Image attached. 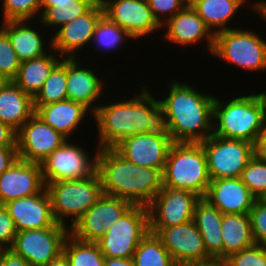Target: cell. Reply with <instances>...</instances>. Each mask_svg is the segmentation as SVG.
Here are the masks:
<instances>
[{
  "mask_svg": "<svg viewBox=\"0 0 266 266\" xmlns=\"http://www.w3.org/2000/svg\"><path fill=\"white\" fill-rule=\"evenodd\" d=\"M67 58L62 60L52 69L49 77L33 98L34 106L47 105L67 99Z\"/></svg>",
  "mask_w": 266,
  "mask_h": 266,
  "instance_id": "obj_33",
  "label": "cell"
},
{
  "mask_svg": "<svg viewBox=\"0 0 266 266\" xmlns=\"http://www.w3.org/2000/svg\"><path fill=\"white\" fill-rule=\"evenodd\" d=\"M253 3L254 4H251L253 11L255 10L262 19L266 20V1H253Z\"/></svg>",
  "mask_w": 266,
  "mask_h": 266,
  "instance_id": "obj_50",
  "label": "cell"
},
{
  "mask_svg": "<svg viewBox=\"0 0 266 266\" xmlns=\"http://www.w3.org/2000/svg\"><path fill=\"white\" fill-rule=\"evenodd\" d=\"M221 235L223 260L233 253L256 244L248 214H223Z\"/></svg>",
  "mask_w": 266,
  "mask_h": 266,
  "instance_id": "obj_30",
  "label": "cell"
},
{
  "mask_svg": "<svg viewBox=\"0 0 266 266\" xmlns=\"http://www.w3.org/2000/svg\"><path fill=\"white\" fill-rule=\"evenodd\" d=\"M147 2L154 18L161 26L187 6L185 0H147Z\"/></svg>",
  "mask_w": 266,
  "mask_h": 266,
  "instance_id": "obj_41",
  "label": "cell"
},
{
  "mask_svg": "<svg viewBox=\"0 0 266 266\" xmlns=\"http://www.w3.org/2000/svg\"><path fill=\"white\" fill-rule=\"evenodd\" d=\"M21 61L14 51L9 37L0 29V73L13 81L19 71Z\"/></svg>",
  "mask_w": 266,
  "mask_h": 266,
  "instance_id": "obj_38",
  "label": "cell"
},
{
  "mask_svg": "<svg viewBox=\"0 0 266 266\" xmlns=\"http://www.w3.org/2000/svg\"><path fill=\"white\" fill-rule=\"evenodd\" d=\"M62 253L69 266H104V255L97 242L82 241L70 233L64 241Z\"/></svg>",
  "mask_w": 266,
  "mask_h": 266,
  "instance_id": "obj_31",
  "label": "cell"
},
{
  "mask_svg": "<svg viewBox=\"0 0 266 266\" xmlns=\"http://www.w3.org/2000/svg\"><path fill=\"white\" fill-rule=\"evenodd\" d=\"M0 266H31L25 259L14 254L10 249L3 250Z\"/></svg>",
  "mask_w": 266,
  "mask_h": 266,
  "instance_id": "obj_46",
  "label": "cell"
},
{
  "mask_svg": "<svg viewBox=\"0 0 266 266\" xmlns=\"http://www.w3.org/2000/svg\"><path fill=\"white\" fill-rule=\"evenodd\" d=\"M51 200L56 223L72 227L103 195L100 178L93 175L72 180H60L45 185ZM70 218V225L66 219Z\"/></svg>",
  "mask_w": 266,
  "mask_h": 266,
  "instance_id": "obj_6",
  "label": "cell"
},
{
  "mask_svg": "<svg viewBox=\"0 0 266 266\" xmlns=\"http://www.w3.org/2000/svg\"><path fill=\"white\" fill-rule=\"evenodd\" d=\"M95 4H100L102 5L106 0H93Z\"/></svg>",
  "mask_w": 266,
  "mask_h": 266,
  "instance_id": "obj_54",
  "label": "cell"
},
{
  "mask_svg": "<svg viewBox=\"0 0 266 266\" xmlns=\"http://www.w3.org/2000/svg\"><path fill=\"white\" fill-rule=\"evenodd\" d=\"M35 114L33 98L14 81L0 88V121L16 132Z\"/></svg>",
  "mask_w": 266,
  "mask_h": 266,
  "instance_id": "obj_26",
  "label": "cell"
},
{
  "mask_svg": "<svg viewBox=\"0 0 266 266\" xmlns=\"http://www.w3.org/2000/svg\"><path fill=\"white\" fill-rule=\"evenodd\" d=\"M248 0H198L192 7L214 35L233 29L228 27L242 6ZM214 30V31H213Z\"/></svg>",
  "mask_w": 266,
  "mask_h": 266,
  "instance_id": "obj_29",
  "label": "cell"
},
{
  "mask_svg": "<svg viewBox=\"0 0 266 266\" xmlns=\"http://www.w3.org/2000/svg\"><path fill=\"white\" fill-rule=\"evenodd\" d=\"M81 146L68 140L40 163L45 185L60 180L82 179L96 172L98 149L91 158Z\"/></svg>",
  "mask_w": 266,
  "mask_h": 266,
  "instance_id": "obj_11",
  "label": "cell"
},
{
  "mask_svg": "<svg viewBox=\"0 0 266 266\" xmlns=\"http://www.w3.org/2000/svg\"><path fill=\"white\" fill-rule=\"evenodd\" d=\"M211 179L201 143H173L162 172V186L204 198Z\"/></svg>",
  "mask_w": 266,
  "mask_h": 266,
  "instance_id": "obj_5",
  "label": "cell"
},
{
  "mask_svg": "<svg viewBox=\"0 0 266 266\" xmlns=\"http://www.w3.org/2000/svg\"><path fill=\"white\" fill-rule=\"evenodd\" d=\"M156 234L177 265L213 259L206 251L202 235L193 220L171 227H149Z\"/></svg>",
  "mask_w": 266,
  "mask_h": 266,
  "instance_id": "obj_16",
  "label": "cell"
},
{
  "mask_svg": "<svg viewBox=\"0 0 266 266\" xmlns=\"http://www.w3.org/2000/svg\"><path fill=\"white\" fill-rule=\"evenodd\" d=\"M17 230L13 219L7 209L0 205V248L10 249L16 236Z\"/></svg>",
  "mask_w": 266,
  "mask_h": 266,
  "instance_id": "obj_42",
  "label": "cell"
},
{
  "mask_svg": "<svg viewBox=\"0 0 266 266\" xmlns=\"http://www.w3.org/2000/svg\"><path fill=\"white\" fill-rule=\"evenodd\" d=\"M28 20H10L2 22L1 30L9 37L11 45L22 62L47 54L42 31L31 27ZM46 47V48H45Z\"/></svg>",
  "mask_w": 266,
  "mask_h": 266,
  "instance_id": "obj_25",
  "label": "cell"
},
{
  "mask_svg": "<svg viewBox=\"0 0 266 266\" xmlns=\"http://www.w3.org/2000/svg\"><path fill=\"white\" fill-rule=\"evenodd\" d=\"M222 218L223 214L205 199L201 198L196 203L193 222L202 235L207 253L219 260H223Z\"/></svg>",
  "mask_w": 266,
  "mask_h": 266,
  "instance_id": "obj_27",
  "label": "cell"
},
{
  "mask_svg": "<svg viewBox=\"0 0 266 266\" xmlns=\"http://www.w3.org/2000/svg\"><path fill=\"white\" fill-rule=\"evenodd\" d=\"M240 178L256 199H266V162L253 156Z\"/></svg>",
  "mask_w": 266,
  "mask_h": 266,
  "instance_id": "obj_36",
  "label": "cell"
},
{
  "mask_svg": "<svg viewBox=\"0 0 266 266\" xmlns=\"http://www.w3.org/2000/svg\"><path fill=\"white\" fill-rule=\"evenodd\" d=\"M200 199L193 192L162 186L147 206L149 227H171L193 220L195 205Z\"/></svg>",
  "mask_w": 266,
  "mask_h": 266,
  "instance_id": "obj_14",
  "label": "cell"
},
{
  "mask_svg": "<svg viewBox=\"0 0 266 266\" xmlns=\"http://www.w3.org/2000/svg\"><path fill=\"white\" fill-rule=\"evenodd\" d=\"M44 187L41 164L18 158L0 175V205L35 195Z\"/></svg>",
  "mask_w": 266,
  "mask_h": 266,
  "instance_id": "obj_19",
  "label": "cell"
},
{
  "mask_svg": "<svg viewBox=\"0 0 266 266\" xmlns=\"http://www.w3.org/2000/svg\"><path fill=\"white\" fill-rule=\"evenodd\" d=\"M203 199L222 214H249L256 200L240 177L211 180Z\"/></svg>",
  "mask_w": 266,
  "mask_h": 266,
  "instance_id": "obj_21",
  "label": "cell"
},
{
  "mask_svg": "<svg viewBox=\"0 0 266 266\" xmlns=\"http://www.w3.org/2000/svg\"><path fill=\"white\" fill-rule=\"evenodd\" d=\"M44 266H69V263L65 258L64 254L62 253L56 259H53Z\"/></svg>",
  "mask_w": 266,
  "mask_h": 266,
  "instance_id": "obj_51",
  "label": "cell"
},
{
  "mask_svg": "<svg viewBox=\"0 0 266 266\" xmlns=\"http://www.w3.org/2000/svg\"><path fill=\"white\" fill-rule=\"evenodd\" d=\"M96 172L103 194L148 206L162 188V173L128 162L113 148L98 149Z\"/></svg>",
  "mask_w": 266,
  "mask_h": 266,
  "instance_id": "obj_3",
  "label": "cell"
},
{
  "mask_svg": "<svg viewBox=\"0 0 266 266\" xmlns=\"http://www.w3.org/2000/svg\"><path fill=\"white\" fill-rule=\"evenodd\" d=\"M160 99L161 125L175 143H201L212 135L215 96L196 91L186 82L168 83Z\"/></svg>",
  "mask_w": 266,
  "mask_h": 266,
  "instance_id": "obj_1",
  "label": "cell"
},
{
  "mask_svg": "<svg viewBox=\"0 0 266 266\" xmlns=\"http://www.w3.org/2000/svg\"><path fill=\"white\" fill-rule=\"evenodd\" d=\"M178 266H225L224 260L211 259L204 262L184 263Z\"/></svg>",
  "mask_w": 266,
  "mask_h": 266,
  "instance_id": "obj_48",
  "label": "cell"
},
{
  "mask_svg": "<svg viewBox=\"0 0 266 266\" xmlns=\"http://www.w3.org/2000/svg\"><path fill=\"white\" fill-rule=\"evenodd\" d=\"M211 180L239 178L254 156L253 144L243 140L211 135L201 142Z\"/></svg>",
  "mask_w": 266,
  "mask_h": 266,
  "instance_id": "obj_9",
  "label": "cell"
},
{
  "mask_svg": "<svg viewBox=\"0 0 266 266\" xmlns=\"http://www.w3.org/2000/svg\"><path fill=\"white\" fill-rule=\"evenodd\" d=\"M3 206L13 219L17 232L53 227L56 224L45 187L35 195L11 200Z\"/></svg>",
  "mask_w": 266,
  "mask_h": 266,
  "instance_id": "obj_20",
  "label": "cell"
},
{
  "mask_svg": "<svg viewBox=\"0 0 266 266\" xmlns=\"http://www.w3.org/2000/svg\"><path fill=\"white\" fill-rule=\"evenodd\" d=\"M48 53L30 60L22 61L18 74L13 80L26 94L32 98L36 96L52 69L62 60V57L51 47V38L48 42ZM51 51V53H49ZM54 54H53V53ZM60 58V59H59Z\"/></svg>",
  "mask_w": 266,
  "mask_h": 266,
  "instance_id": "obj_28",
  "label": "cell"
},
{
  "mask_svg": "<svg viewBox=\"0 0 266 266\" xmlns=\"http://www.w3.org/2000/svg\"><path fill=\"white\" fill-rule=\"evenodd\" d=\"M104 14L103 6L94 4L85 14L55 28L51 47L62 58H77V52L92 42L95 27Z\"/></svg>",
  "mask_w": 266,
  "mask_h": 266,
  "instance_id": "obj_18",
  "label": "cell"
},
{
  "mask_svg": "<svg viewBox=\"0 0 266 266\" xmlns=\"http://www.w3.org/2000/svg\"><path fill=\"white\" fill-rule=\"evenodd\" d=\"M3 20H28L35 19L39 15L40 0H2Z\"/></svg>",
  "mask_w": 266,
  "mask_h": 266,
  "instance_id": "obj_37",
  "label": "cell"
},
{
  "mask_svg": "<svg viewBox=\"0 0 266 266\" xmlns=\"http://www.w3.org/2000/svg\"><path fill=\"white\" fill-rule=\"evenodd\" d=\"M16 135L13 128L0 121V147H17Z\"/></svg>",
  "mask_w": 266,
  "mask_h": 266,
  "instance_id": "obj_44",
  "label": "cell"
},
{
  "mask_svg": "<svg viewBox=\"0 0 266 266\" xmlns=\"http://www.w3.org/2000/svg\"><path fill=\"white\" fill-rule=\"evenodd\" d=\"M223 101V102H222ZM266 124V91L213 103L212 134L254 143Z\"/></svg>",
  "mask_w": 266,
  "mask_h": 266,
  "instance_id": "obj_4",
  "label": "cell"
},
{
  "mask_svg": "<svg viewBox=\"0 0 266 266\" xmlns=\"http://www.w3.org/2000/svg\"><path fill=\"white\" fill-rule=\"evenodd\" d=\"M133 204L125 199L103 194L84 215L69 228L79 240L97 242Z\"/></svg>",
  "mask_w": 266,
  "mask_h": 266,
  "instance_id": "obj_13",
  "label": "cell"
},
{
  "mask_svg": "<svg viewBox=\"0 0 266 266\" xmlns=\"http://www.w3.org/2000/svg\"><path fill=\"white\" fill-rule=\"evenodd\" d=\"M132 259L134 266H178L161 239L151 232L139 242Z\"/></svg>",
  "mask_w": 266,
  "mask_h": 266,
  "instance_id": "obj_32",
  "label": "cell"
},
{
  "mask_svg": "<svg viewBox=\"0 0 266 266\" xmlns=\"http://www.w3.org/2000/svg\"><path fill=\"white\" fill-rule=\"evenodd\" d=\"M126 39L133 40L124 29H121L103 14L95 27L92 45L94 44L96 46L95 51H113L121 46V44L123 45Z\"/></svg>",
  "mask_w": 266,
  "mask_h": 266,
  "instance_id": "obj_35",
  "label": "cell"
},
{
  "mask_svg": "<svg viewBox=\"0 0 266 266\" xmlns=\"http://www.w3.org/2000/svg\"><path fill=\"white\" fill-rule=\"evenodd\" d=\"M104 266H134L132 258L104 257Z\"/></svg>",
  "mask_w": 266,
  "mask_h": 266,
  "instance_id": "obj_47",
  "label": "cell"
},
{
  "mask_svg": "<svg viewBox=\"0 0 266 266\" xmlns=\"http://www.w3.org/2000/svg\"><path fill=\"white\" fill-rule=\"evenodd\" d=\"M9 80L0 73V88H2Z\"/></svg>",
  "mask_w": 266,
  "mask_h": 266,
  "instance_id": "obj_52",
  "label": "cell"
},
{
  "mask_svg": "<svg viewBox=\"0 0 266 266\" xmlns=\"http://www.w3.org/2000/svg\"><path fill=\"white\" fill-rule=\"evenodd\" d=\"M253 153L257 159L266 162V124L253 143Z\"/></svg>",
  "mask_w": 266,
  "mask_h": 266,
  "instance_id": "obj_45",
  "label": "cell"
},
{
  "mask_svg": "<svg viewBox=\"0 0 266 266\" xmlns=\"http://www.w3.org/2000/svg\"><path fill=\"white\" fill-rule=\"evenodd\" d=\"M212 54L246 71L266 70V41L253 30L234 27L217 33Z\"/></svg>",
  "mask_w": 266,
  "mask_h": 266,
  "instance_id": "obj_7",
  "label": "cell"
},
{
  "mask_svg": "<svg viewBox=\"0 0 266 266\" xmlns=\"http://www.w3.org/2000/svg\"><path fill=\"white\" fill-rule=\"evenodd\" d=\"M224 263L225 266H266V246L255 244L229 255Z\"/></svg>",
  "mask_w": 266,
  "mask_h": 266,
  "instance_id": "obj_39",
  "label": "cell"
},
{
  "mask_svg": "<svg viewBox=\"0 0 266 266\" xmlns=\"http://www.w3.org/2000/svg\"><path fill=\"white\" fill-rule=\"evenodd\" d=\"M77 0H40L41 13L48 7H53L55 4L75 3Z\"/></svg>",
  "mask_w": 266,
  "mask_h": 266,
  "instance_id": "obj_49",
  "label": "cell"
},
{
  "mask_svg": "<svg viewBox=\"0 0 266 266\" xmlns=\"http://www.w3.org/2000/svg\"><path fill=\"white\" fill-rule=\"evenodd\" d=\"M148 233V208L143 205H133L97 241V244L104 257L132 258L139 242Z\"/></svg>",
  "mask_w": 266,
  "mask_h": 266,
  "instance_id": "obj_8",
  "label": "cell"
},
{
  "mask_svg": "<svg viewBox=\"0 0 266 266\" xmlns=\"http://www.w3.org/2000/svg\"><path fill=\"white\" fill-rule=\"evenodd\" d=\"M3 250H4V249L0 248V257H1V254H2Z\"/></svg>",
  "mask_w": 266,
  "mask_h": 266,
  "instance_id": "obj_55",
  "label": "cell"
},
{
  "mask_svg": "<svg viewBox=\"0 0 266 266\" xmlns=\"http://www.w3.org/2000/svg\"><path fill=\"white\" fill-rule=\"evenodd\" d=\"M102 6L104 15L124 29L133 40L162 29L147 0H106Z\"/></svg>",
  "mask_w": 266,
  "mask_h": 266,
  "instance_id": "obj_17",
  "label": "cell"
},
{
  "mask_svg": "<svg viewBox=\"0 0 266 266\" xmlns=\"http://www.w3.org/2000/svg\"><path fill=\"white\" fill-rule=\"evenodd\" d=\"M198 0H185L187 6H192Z\"/></svg>",
  "mask_w": 266,
  "mask_h": 266,
  "instance_id": "obj_53",
  "label": "cell"
},
{
  "mask_svg": "<svg viewBox=\"0 0 266 266\" xmlns=\"http://www.w3.org/2000/svg\"><path fill=\"white\" fill-rule=\"evenodd\" d=\"M162 27L166 29L163 37L168 41L186 47L198 42V44H200L203 40H206L208 52L210 51L212 54L215 35L192 6H186L175 16L167 19L165 23L162 24Z\"/></svg>",
  "mask_w": 266,
  "mask_h": 266,
  "instance_id": "obj_22",
  "label": "cell"
},
{
  "mask_svg": "<svg viewBox=\"0 0 266 266\" xmlns=\"http://www.w3.org/2000/svg\"><path fill=\"white\" fill-rule=\"evenodd\" d=\"M18 159L17 147H0V175Z\"/></svg>",
  "mask_w": 266,
  "mask_h": 266,
  "instance_id": "obj_43",
  "label": "cell"
},
{
  "mask_svg": "<svg viewBox=\"0 0 266 266\" xmlns=\"http://www.w3.org/2000/svg\"><path fill=\"white\" fill-rule=\"evenodd\" d=\"M35 115H37L44 123L51 126L57 132L61 133L68 140L77 131L82 124L86 113L91 111L82 105L69 99L42 105L34 106Z\"/></svg>",
  "mask_w": 266,
  "mask_h": 266,
  "instance_id": "obj_24",
  "label": "cell"
},
{
  "mask_svg": "<svg viewBox=\"0 0 266 266\" xmlns=\"http://www.w3.org/2000/svg\"><path fill=\"white\" fill-rule=\"evenodd\" d=\"M67 141L65 136L34 114L17 131L18 158L31 163H41Z\"/></svg>",
  "mask_w": 266,
  "mask_h": 266,
  "instance_id": "obj_15",
  "label": "cell"
},
{
  "mask_svg": "<svg viewBox=\"0 0 266 266\" xmlns=\"http://www.w3.org/2000/svg\"><path fill=\"white\" fill-rule=\"evenodd\" d=\"M147 86L131 99L98 105L93 113L97 123L96 149L114 148L123 139L158 130L161 125L160 103Z\"/></svg>",
  "mask_w": 266,
  "mask_h": 266,
  "instance_id": "obj_2",
  "label": "cell"
},
{
  "mask_svg": "<svg viewBox=\"0 0 266 266\" xmlns=\"http://www.w3.org/2000/svg\"><path fill=\"white\" fill-rule=\"evenodd\" d=\"M69 227L56 223L53 227L23 230L16 233L10 250L31 266H44L62 254Z\"/></svg>",
  "mask_w": 266,
  "mask_h": 266,
  "instance_id": "obj_10",
  "label": "cell"
},
{
  "mask_svg": "<svg viewBox=\"0 0 266 266\" xmlns=\"http://www.w3.org/2000/svg\"><path fill=\"white\" fill-rule=\"evenodd\" d=\"M93 0H77L75 3L55 4L53 7L46 8L38 19L43 26L58 27L85 14L93 5Z\"/></svg>",
  "mask_w": 266,
  "mask_h": 266,
  "instance_id": "obj_34",
  "label": "cell"
},
{
  "mask_svg": "<svg viewBox=\"0 0 266 266\" xmlns=\"http://www.w3.org/2000/svg\"><path fill=\"white\" fill-rule=\"evenodd\" d=\"M248 215L255 243L266 246V199H256Z\"/></svg>",
  "mask_w": 266,
  "mask_h": 266,
  "instance_id": "obj_40",
  "label": "cell"
},
{
  "mask_svg": "<svg viewBox=\"0 0 266 266\" xmlns=\"http://www.w3.org/2000/svg\"><path fill=\"white\" fill-rule=\"evenodd\" d=\"M79 65L78 59L67 58V99L87 107L92 116L98 105L95 103L103 94L105 85H103V80L101 81V78L96 76L97 73L93 69Z\"/></svg>",
  "mask_w": 266,
  "mask_h": 266,
  "instance_id": "obj_23",
  "label": "cell"
},
{
  "mask_svg": "<svg viewBox=\"0 0 266 266\" xmlns=\"http://www.w3.org/2000/svg\"><path fill=\"white\" fill-rule=\"evenodd\" d=\"M173 143L170 134L161 126L153 132L127 137L113 149L128 162L155 168L162 173Z\"/></svg>",
  "mask_w": 266,
  "mask_h": 266,
  "instance_id": "obj_12",
  "label": "cell"
}]
</instances>
